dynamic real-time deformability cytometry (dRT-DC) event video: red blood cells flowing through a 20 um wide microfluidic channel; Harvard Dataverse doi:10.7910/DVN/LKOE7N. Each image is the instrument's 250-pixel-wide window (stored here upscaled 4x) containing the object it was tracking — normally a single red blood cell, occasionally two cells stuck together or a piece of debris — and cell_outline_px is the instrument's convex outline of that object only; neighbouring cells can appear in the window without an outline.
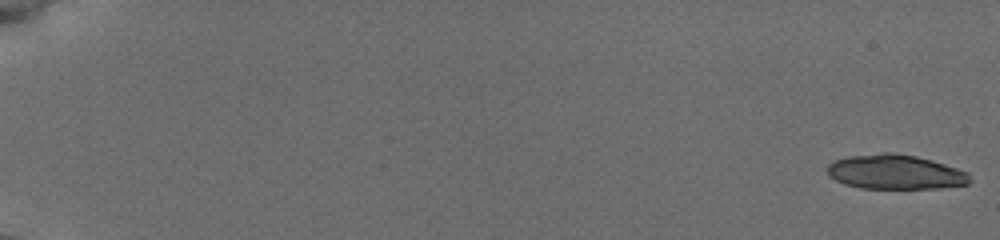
{"species": "common noctule bat (a hibernating species)", "species_latin": "Nyctalus noctula", "temperature_condition": "cold", "stored_images_in_passage": 25, "camera_frame_rate_fps": 3000, "um_per_image_px": 0.085, "animal": {"sex": "female", "body_mass_g": 19.5, "forearm_length_mm": 54.1}, "frame": {"image": 1, "passage_image": 1, "time_ms": 0.0, "image_size_px": [1000, 240], "cell_outline_px": [[972, 180], [968, 184], [940, 188], [860, 188], [844, 184], [828, 176], [828, 164], [832, 160], [848, 156], [884, 152], [892, 152], [916, 156], [932, 160], [968, 172]], "centroid_in_image_um": [76.09, 14.61], "position_along_channel_um": 8.9, "area_um2": 28.84}}
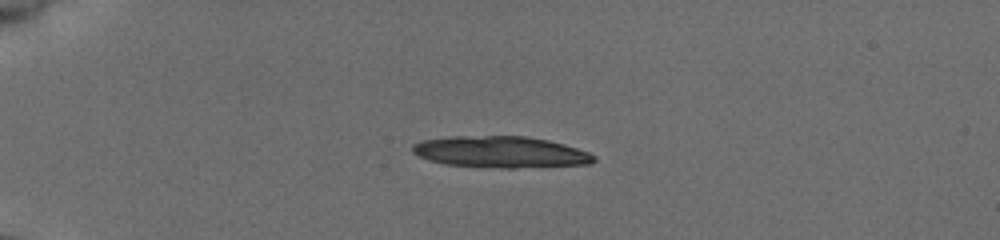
{"frame": {"image": 2, "passage_image": 15, "time_ms": 4.667, "image_size_px": [1000, 240], "cell_outline_px": [[596, 160], [592, 164], [516, 168], [504, 168], [444, 164], [428, 160], [412, 152], [412, 144], [420, 140], [448, 136], [528, 136], [548, 140], [564, 144], [588, 152], [596, 156]], "centroid_in_image_um": [42.55, 12.91], "position_along_channel_um": 42.5, "area_um2": 33.47}}